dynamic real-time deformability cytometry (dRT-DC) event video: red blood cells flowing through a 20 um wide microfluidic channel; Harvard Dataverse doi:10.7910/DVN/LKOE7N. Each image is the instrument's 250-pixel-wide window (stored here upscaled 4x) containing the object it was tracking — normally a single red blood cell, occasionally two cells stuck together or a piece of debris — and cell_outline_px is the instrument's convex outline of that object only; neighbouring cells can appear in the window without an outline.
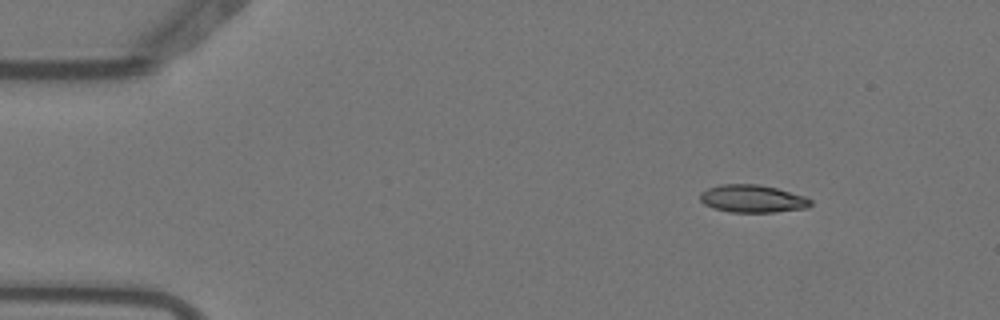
{"species": "Egyptian fruit bat (a non-hibernating species)", "species_latin": "Rousettus aegyptiacus", "temperature_condition": "warm", "stored_images_in_passage": 4, "camera_frame_rate_fps": 3000, "um_per_image_px": 0.085, "animal": {"sex": "female"}, "frame": {"image": 1, "passage_image": 1, "time_ms": 0.0, "image_size_px": [1000, 320], "cell_outline_px": [[812, 204], [808, 208], [776, 212], [728, 212], [712, 208], [704, 204], [700, 200], [700, 192], [708, 188], [720, 184], [760, 184], [776, 188], [804, 196], [812, 200]], "centroid_in_image_um": [63.95, 16.89], "position_along_channel_um": 21.1, "area_um2": 17.98}}
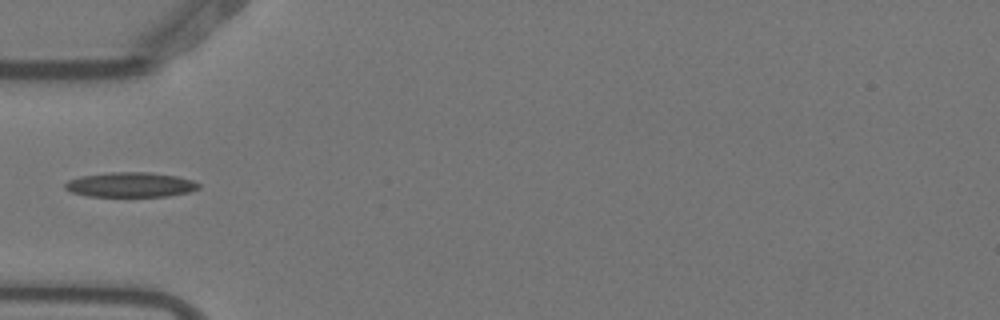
{"frame": {"image": 2, "passage_image": 3, "time_ms": 0.667, "image_size_px": [1000, 320], "cell_outline_px": [[200, 188], [188, 192], [168, 196], [88, 196], [72, 192], [64, 188], [64, 184], [68, 180], [80, 176], [112, 172], [152, 172], [176, 176], [192, 180], [200, 184]], "centroid_in_image_um": [11.09, 15.69], "position_along_channel_um": 73.9, "area_um2": 19.31}}